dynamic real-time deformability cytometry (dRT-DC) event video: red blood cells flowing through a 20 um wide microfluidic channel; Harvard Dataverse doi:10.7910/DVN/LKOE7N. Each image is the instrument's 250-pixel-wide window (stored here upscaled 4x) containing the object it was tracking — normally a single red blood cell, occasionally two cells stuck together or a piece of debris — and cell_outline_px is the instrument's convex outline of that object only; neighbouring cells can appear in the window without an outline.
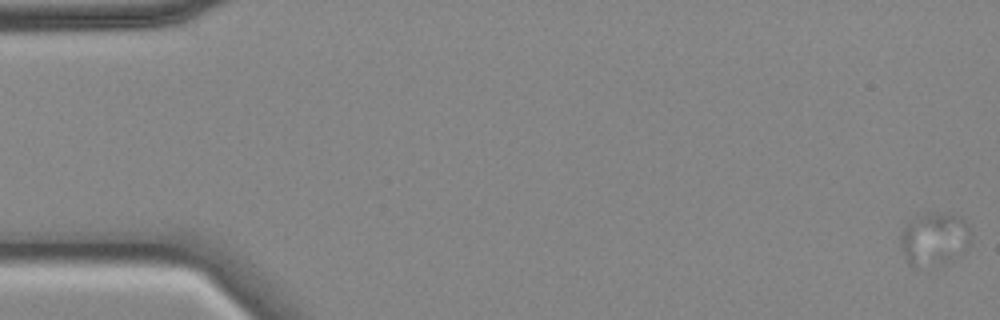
{"species": "common noctule bat (a hibernating species)", "species_latin": "Nyctalus noctula", "temperature_condition": "cold", "stored_images_in_passage": 59, "camera_frame_rate_fps": 3000, "um_per_image_px": 0.085, "animal": {"sex": "female", "body_mass_g": 18.4}, "frame": {"image": 1, "passage_image": 1, "time_ms": 0.0, "image_size_px": [1000, 320], "cell_outline_px": [[972, 244], [960, 256], [948, 264], [936, 268], [912, 268], [908, 264], [904, 256], [900, 244], [900, 232], [908, 220], [916, 212], [948, 212], [956, 216], [968, 224], [972, 232]], "centroid_in_image_um": [79.41, 20.34], "position_along_channel_um": 5.6, "area_um2": 23.58}}
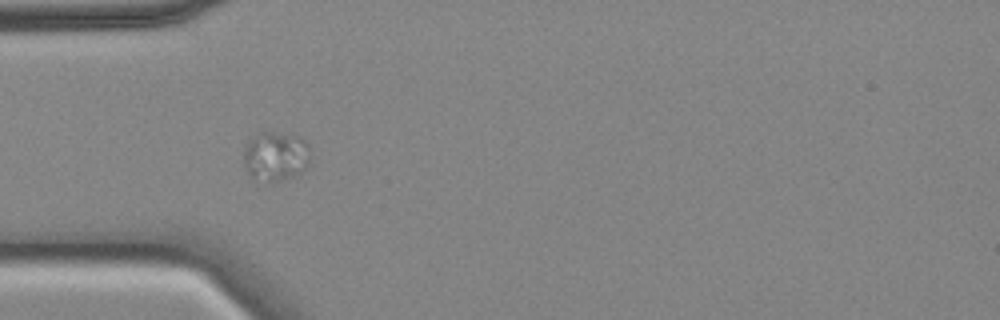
{"frame": {"image": 2, "passage_image": 18, "time_ms": 5.667, "image_size_px": [1000, 320], "cell_outline_px": [[308, 164], [304, 168], [292, 176], [272, 184], [256, 180], [248, 172], [244, 164], [244, 152], [248, 140], [260, 132], [272, 132], [300, 136], [308, 144]], "centroid_in_image_um": [23.4, 13.29], "position_along_channel_um": 61.6, "area_um2": 19.13}}
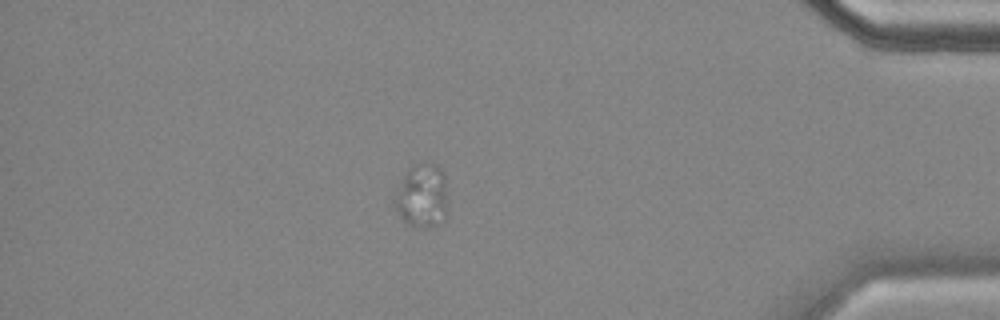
{"frame": {"image": 3, "passage_image": 51, "time_ms": 16.667, "image_size_px": [1000, 320], "cell_outline_px": [[448, 212], [444, 220], [436, 224], [424, 228], [408, 224], [396, 212], [392, 204], [392, 200], [404, 176], [416, 164], [424, 160], [436, 164], [444, 172], [448, 204]], "centroid_in_image_um": [35.9, 16.65], "position_along_channel_um": 399.3, "area_um2": 20.11}}